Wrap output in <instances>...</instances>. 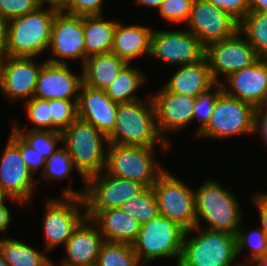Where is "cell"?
I'll return each instance as SVG.
<instances>
[{
  "mask_svg": "<svg viewBox=\"0 0 267 266\" xmlns=\"http://www.w3.org/2000/svg\"><path fill=\"white\" fill-rule=\"evenodd\" d=\"M256 229L257 230L254 229V231L248 233L243 231L240 225L235 235L237 256H239L247 247L250 249V254L248 255V257H250H247L246 261L248 264L258 258L267 256V235L261 227Z\"/></svg>",
  "mask_w": 267,
  "mask_h": 266,
  "instance_id": "obj_34",
  "label": "cell"
},
{
  "mask_svg": "<svg viewBox=\"0 0 267 266\" xmlns=\"http://www.w3.org/2000/svg\"><path fill=\"white\" fill-rule=\"evenodd\" d=\"M152 31L146 26H124L117 21L111 52L128 63L143 55L150 57Z\"/></svg>",
  "mask_w": 267,
  "mask_h": 266,
  "instance_id": "obj_25",
  "label": "cell"
},
{
  "mask_svg": "<svg viewBox=\"0 0 267 266\" xmlns=\"http://www.w3.org/2000/svg\"><path fill=\"white\" fill-rule=\"evenodd\" d=\"M193 3L194 0H164L157 10L165 20L177 25L188 22Z\"/></svg>",
  "mask_w": 267,
  "mask_h": 266,
  "instance_id": "obj_39",
  "label": "cell"
},
{
  "mask_svg": "<svg viewBox=\"0 0 267 266\" xmlns=\"http://www.w3.org/2000/svg\"><path fill=\"white\" fill-rule=\"evenodd\" d=\"M104 238L98 226L90 218H85L74 230L64 248L65 258L60 265H85L97 263Z\"/></svg>",
  "mask_w": 267,
  "mask_h": 266,
  "instance_id": "obj_22",
  "label": "cell"
},
{
  "mask_svg": "<svg viewBox=\"0 0 267 266\" xmlns=\"http://www.w3.org/2000/svg\"><path fill=\"white\" fill-rule=\"evenodd\" d=\"M118 105L107 96L105 90L82 84L77 102V117L108 136L114 129Z\"/></svg>",
  "mask_w": 267,
  "mask_h": 266,
  "instance_id": "obj_21",
  "label": "cell"
},
{
  "mask_svg": "<svg viewBox=\"0 0 267 266\" xmlns=\"http://www.w3.org/2000/svg\"><path fill=\"white\" fill-rule=\"evenodd\" d=\"M238 31L253 46L258 57L267 60V12L249 11L239 22Z\"/></svg>",
  "mask_w": 267,
  "mask_h": 266,
  "instance_id": "obj_30",
  "label": "cell"
},
{
  "mask_svg": "<svg viewBox=\"0 0 267 266\" xmlns=\"http://www.w3.org/2000/svg\"><path fill=\"white\" fill-rule=\"evenodd\" d=\"M63 199L46 200V211L43 219V233L45 240V253L58 247L65 246L74 230L86 218L84 198L81 196H62ZM81 206V207H80Z\"/></svg>",
  "mask_w": 267,
  "mask_h": 266,
  "instance_id": "obj_11",
  "label": "cell"
},
{
  "mask_svg": "<svg viewBox=\"0 0 267 266\" xmlns=\"http://www.w3.org/2000/svg\"><path fill=\"white\" fill-rule=\"evenodd\" d=\"M9 20L0 15V51L3 53L8 40Z\"/></svg>",
  "mask_w": 267,
  "mask_h": 266,
  "instance_id": "obj_47",
  "label": "cell"
},
{
  "mask_svg": "<svg viewBox=\"0 0 267 266\" xmlns=\"http://www.w3.org/2000/svg\"><path fill=\"white\" fill-rule=\"evenodd\" d=\"M54 55L46 62L68 64L67 60L86 61L83 16L65 12L56 13L52 26L49 48Z\"/></svg>",
  "mask_w": 267,
  "mask_h": 266,
  "instance_id": "obj_14",
  "label": "cell"
},
{
  "mask_svg": "<svg viewBox=\"0 0 267 266\" xmlns=\"http://www.w3.org/2000/svg\"><path fill=\"white\" fill-rule=\"evenodd\" d=\"M57 12L38 8L9 20L3 55L37 57L49 48L51 26Z\"/></svg>",
  "mask_w": 267,
  "mask_h": 266,
  "instance_id": "obj_5",
  "label": "cell"
},
{
  "mask_svg": "<svg viewBox=\"0 0 267 266\" xmlns=\"http://www.w3.org/2000/svg\"><path fill=\"white\" fill-rule=\"evenodd\" d=\"M35 58L3 55L0 66V91L11 103L33 98L39 71L46 62L39 64Z\"/></svg>",
  "mask_w": 267,
  "mask_h": 266,
  "instance_id": "obj_16",
  "label": "cell"
},
{
  "mask_svg": "<svg viewBox=\"0 0 267 266\" xmlns=\"http://www.w3.org/2000/svg\"><path fill=\"white\" fill-rule=\"evenodd\" d=\"M164 0H135V3L139 5H144V6H149V7H154V8H160L162 2Z\"/></svg>",
  "mask_w": 267,
  "mask_h": 266,
  "instance_id": "obj_50",
  "label": "cell"
},
{
  "mask_svg": "<svg viewBox=\"0 0 267 266\" xmlns=\"http://www.w3.org/2000/svg\"><path fill=\"white\" fill-rule=\"evenodd\" d=\"M213 80L206 57L191 64L179 65V68L165 84V88L181 95L197 97L212 87Z\"/></svg>",
  "mask_w": 267,
  "mask_h": 266,
  "instance_id": "obj_24",
  "label": "cell"
},
{
  "mask_svg": "<svg viewBox=\"0 0 267 266\" xmlns=\"http://www.w3.org/2000/svg\"><path fill=\"white\" fill-rule=\"evenodd\" d=\"M214 88V89H213ZM223 93L221 82L215 83L195 98L193 120L199 119L196 137L207 127L217 98Z\"/></svg>",
  "mask_w": 267,
  "mask_h": 266,
  "instance_id": "obj_35",
  "label": "cell"
},
{
  "mask_svg": "<svg viewBox=\"0 0 267 266\" xmlns=\"http://www.w3.org/2000/svg\"><path fill=\"white\" fill-rule=\"evenodd\" d=\"M186 230L165 216L158 215L140 225L137 239L132 244L137 259L147 266L157 258H176L179 263Z\"/></svg>",
  "mask_w": 267,
  "mask_h": 266,
  "instance_id": "obj_6",
  "label": "cell"
},
{
  "mask_svg": "<svg viewBox=\"0 0 267 266\" xmlns=\"http://www.w3.org/2000/svg\"><path fill=\"white\" fill-rule=\"evenodd\" d=\"M11 128L26 144L38 151L45 159L50 157L57 150V143L62 142V131L50 130H32L25 131L26 125L23 129L17 125L16 122ZM25 131V132H24Z\"/></svg>",
  "mask_w": 267,
  "mask_h": 266,
  "instance_id": "obj_31",
  "label": "cell"
},
{
  "mask_svg": "<svg viewBox=\"0 0 267 266\" xmlns=\"http://www.w3.org/2000/svg\"><path fill=\"white\" fill-rule=\"evenodd\" d=\"M251 200L256 204L258 215L260 217L261 228L267 235V192L256 193L252 195Z\"/></svg>",
  "mask_w": 267,
  "mask_h": 266,
  "instance_id": "obj_44",
  "label": "cell"
},
{
  "mask_svg": "<svg viewBox=\"0 0 267 266\" xmlns=\"http://www.w3.org/2000/svg\"><path fill=\"white\" fill-rule=\"evenodd\" d=\"M82 191L65 188L62 196H81L86 211H101L119 208L127 200L138 197L147 187L140 182L121 179L105 171L89 177Z\"/></svg>",
  "mask_w": 267,
  "mask_h": 266,
  "instance_id": "obj_8",
  "label": "cell"
},
{
  "mask_svg": "<svg viewBox=\"0 0 267 266\" xmlns=\"http://www.w3.org/2000/svg\"><path fill=\"white\" fill-rule=\"evenodd\" d=\"M151 97L155 105L158 131L171 145L165 133L181 131L193 121L195 97L170 92L164 86Z\"/></svg>",
  "mask_w": 267,
  "mask_h": 266,
  "instance_id": "obj_18",
  "label": "cell"
},
{
  "mask_svg": "<svg viewBox=\"0 0 267 266\" xmlns=\"http://www.w3.org/2000/svg\"><path fill=\"white\" fill-rule=\"evenodd\" d=\"M75 168L70 153L65 147L58 148L50 157L46 159L44 169L42 170L43 178L61 180L68 178L71 170Z\"/></svg>",
  "mask_w": 267,
  "mask_h": 266,
  "instance_id": "obj_36",
  "label": "cell"
},
{
  "mask_svg": "<svg viewBox=\"0 0 267 266\" xmlns=\"http://www.w3.org/2000/svg\"><path fill=\"white\" fill-rule=\"evenodd\" d=\"M256 107L226 95L217 98L207 127L197 136L228 138L240 134H254Z\"/></svg>",
  "mask_w": 267,
  "mask_h": 266,
  "instance_id": "obj_10",
  "label": "cell"
},
{
  "mask_svg": "<svg viewBox=\"0 0 267 266\" xmlns=\"http://www.w3.org/2000/svg\"><path fill=\"white\" fill-rule=\"evenodd\" d=\"M251 266H267V256L258 258L250 263Z\"/></svg>",
  "mask_w": 267,
  "mask_h": 266,
  "instance_id": "obj_52",
  "label": "cell"
},
{
  "mask_svg": "<svg viewBox=\"0 0 267 266\" xmlns=\"http://www.w3.org/2000/svg\"><path fill=\"white\" fill-rule=\"evenodd\" d=\"M27 118L37 128L32 130H50L52 131V118L50 115L49 100L31 98L25 101Z\"/></svg>",
  "mask_w": 267,
  "mask_h": 266,
  "instance_id": "obj_38",
  "label": "cell"
},
{
  "mask_svg": "<svg viewBox=\"0 0 267 266\" xmlns=\"http://www.w3.org/2000/svg\"><path fill=\"white\" fill-rule=\"evenodd\" d=\"M195 231L197 236L189 237ZM237 257L235 234L203 230L201 225L185 232L177 266H237Z\"/></svg>",
  "mask_w": 267,
  "mask_h": 266,
  "instance_id": "obj_4",
  "label": "cell"
},
{
  "mask_svg": "<svg viewBox=\"0 0 267 266\" xmlns=\"http://www.w3.org/2000/svg\"><path fill=\"white\" fill-rule=\"evenodd\" d=\"M265 115H267V96L263 103L258 107Z\"/></svg>",
  "mask_w": 267,
  "mask_h": 266,
  "instance_id": "obj_53",
  "label": "cell"
},
{
  "mask_svg": "<svg viewBox=\"0 0 267 266\" xmlns=\"http://www.w3.org/2000/svg\"><path fill=\"white\" fill-rule=\"evenodd\" d=\"M39 8L48 3V9L57 13L66 12L68 0H36Z\"/></svg>",
  "mask_w": 267,
  "mask_h": 266,
  "instance_id": "obj_46",
  "label": "cell"
},
{
  "mask_svg": "<svg viewBox=\"0 0 267 266\" xmlns=\"http://www.w3.org/2000/svg\"><path fill=\"white\" fill-rule=\"evenodd\" d=\"M0 266H8L7 263L4 261L1 251H0Z\"/></svg>",
  "mask_w": 267,
  "mask_h": 266,
  "instance_id": "obj_55",
  "label": "cell"
},
{
  "mask_svg": "<svg viewBox=\"0 0 267 266\" xmlns=\"http://www.w3.org/2000/svg\"><path fill=\"white\" fill-rule=\"evenodd\" d=\"M159 214L176 222L183 229L196 226L194 190L165 170L153 184Z\"/></svg>",
  "mask_w": 267,
  "mask_h": 266,
  "instance_id": "obj_9",
  "label": "cell"
},
{
  "mask_svg": "<svg viewBox=\"0 0 267 266\" xmlns=\"http://www.w3.org/2000/svg\"><path fill=\"white\" fill-rule=\"evenodd\" d=\"M146 98V102L119 103L114 129L107 136L108 144L155 147L159 142L163 152L171 148L158 131L153 99Z\"/></svg>",
  "mask_w": 267,
  "mask_h": 266,
  "instance_id": "obj_1",
  "label": "cell"
},
{
  "mask_svg": "<svg viewBox=\"0 0 267 266\" xmlns=\"http://www.w3.org/2000/svg\"><path fill=\"white\" fill-rule=\"evenodd\" d=\"M99 266H144L133 251L132 245L104 242L98 255Z\"/></svg>",
  "mask_w": 267,
  "mask_h": 266,
  "instance_id": "obj_32",
  "label": "cell"
},
{
  "mask_svg": "<svg viewBox=\"0 0 267 266\" xmlns=\"http://www.w3.org/2000/svg\"><path fill=\"white\" fill-rule=\"evenodd\" d=\"M128 64L112 52L90 56L81 65L83 84L105 90Z\"/></svg>",
  "mask_w": 267,
  "mask_h": 266,
  "instance_id": "obj_26",
  "label": "cell"
},
{
  "mask_svg": "<svg viewBox=\"0 0 267 266\" xmlns=\"http://www.w3.org/2000/svg\"><path fill=\"white\" fill-rule=\"evenodd\" d=\"M2 57H3V53L0 51V66H1Z\"/></svg>",
  "mask_w": 267,
  "mask_h": 266,
  "instance_id": "obj_57",
  "label": "cell"
},
{
  "mask_svg": "<svg viewBox=\"0 0 267 266\" xmlns=\"http://www.w3.org/2000/svg\"><path fill=\"white\" fill-rule=\"evenodd\" d=\"M10 199V201H14L17 202L18 201L16 199L11 198V196H9L1 187H0V205H4V202L6 200Z\"/></svg>",
  "mask_w": 267,
  "mask_h": 266,
  "instance_id": "obj_51",
  "label": "cell"
},
{
  "mask_svg": "<svg viewBox=\"0 0 267 266\" xmlns=\"http://www.w3.org/2000/svg\"><path fill=\"white\" fill-rule=\"evenodd\" d=\"M194 195L196 226H201L202 219L208 224L207 229L236 235L243 215L235 194L209 179L194 189Z\"/></svg>",
  "mask_w": 267,
  "mask_h": 266,
  "instance_id": "obj_3",
  "label": "cell"
},
{
  "mask_svg": "<svg viewBox=\"0 0 267 266\" xmlns=\"http://www.w3.org/2000/svg\"><path fill=\"white\" fill-rule=\"evenodd\" d=\"M86 217L98 226L106 242L132 245L140 231L139 222L120 207L101 211H86Z\"/></svg>",
  "mask_w": 267,
  "mask_h": 266,
  "instance_id": "obj_23",
  "label": "cell"
},
{
  "mask_svg": "<svg viewBox=\"0 0 267 266\" xmlns=\"http://www.w3.org/2000/svg\"><path fill=\"white\" fill-rule=\"evenodd\" d=\"M187 25V30L206 47L210 43L233 36L238 31L239 22L212 3L194 0Z\"/></svg>",
  "mask_w": 267,
  "mask_h": 266,
  "instance_id": "obj_17",
  "label": "cell"
},
{
  "mask_svg": "<svg viewBox=\"0 0 267 266\" xmlns=\"http://www.w3.org/2000/svg\"><path fill=\"white\" fill-rule=\"evenodd\" d=\"M0 251L8 266H53V261L43 252L8 237H2Z\"/></svg>",
  "mask_w": 267,
  "mask_h": 266,
  "instance_id": "obj_28",
  "label": "cell"
},
{
  "mask_svg": "<svg viewBox=\"0 0 267 266\" xmlns=\"http://www.w3.org/2000/svg\"><path fill=\"white\" fill-rule=\"evenodd\" d=\"M53 266H55V262H53ZM60 266H99L97 263L85 264V265H60Z\"/></svg>",
  "mask_w": 267,
  "mask_h": 266,
  "instance_id": "obj_54",
  "label": "cell"
},
{
  "mask_svg": "<svg viewBox=\"0 0 267 266\" xmlns=\"http://www.w3.org/2000/svg\"><path fill=\"white\" fill-rule=\"evenodd\" d=\"M237 266H251V265L250 264H247V263L244 264V262H243V263H238Z\"/></svg>",
  "mask_w": 267,
  "mask_h": 266,
  "instance_id": "obj_56",
  "label": "cell"
},
{
  "mask_svg": "<svg viewBox=\"0 0 267 266\" xmlns=\"http://www.w3.org/2000/svg\"><path fill=\"white\" fill-rule=\"evenodd\" d=\"M237 31L233 36L210 43L205 47V57L213 80L220 82L238 70L250 67L260 60L253 46ZM221 74V75H220Z\"/></svg>",
  "mask_w": 267,
  "mask_h": 266,
  "instance_id": "obj_12",
  "label": "cell"
},
{
  "mask_svg": "<svg viewBox=\"0 0 267 266\" xmlns=\"http://www.w3.org/2000/svg\"><path fill=\"white\" fill-rule=\"evenodd\" d=\"M225 79L228 86L227 83L226 87L224 83L221 86L226 95L258 108L267 96V60L260 59L250 67L229 74Z\"/></svg>",
  "mask_w": 267,
  "mask_h": 266,
  "instance_id": "obj_20",
  "label": "cell"
},
{
  "mask_svg": "<svg viewBox=\"0 0 267 266\" xmlns=\"http://www.w3.org/2000/svg\"><path fill=\"white\" fill-rule=\"evenodd\" d=\"M0 160V187L19 204L31 203L34 174L20 154V137L11 129ZM35 182V183H34Z\"/></svg>",
  "mask_w": 267,
  "mask_h": 266,
  "instance_id": "obj_13",
  "label": "cell"
},
{
  "mask_svg": "<svg viewBox=\"0 0 267 266\" xmlns=\"http://www.w3.org/2000/svg\"><path fill=\"white\" fill-rule=\"evenodd\" d=\"M154 147L108 144L105 172L152 187L166 170L154 158Z\"/></svg>",
  "mask_w": 267,
  "mask_h": 266,
  "instance_id": "obj_7",
  "label": "cell"
},
{
  "mask_svg": "<svg viewBox=\"0 0 267 266\" xmlns=\"http://www.w3.org/2000/svg\"><path fill=\"white\" fill-rule=\"evenodd\" d=\"M103 18V14L83 16L86 59L112 50L117 21L104 20Z\"/></svg>",
  "mask_w": 267,
  "mask_h": 266,
  "instance_id": "obj_27",
  "label": "cell"
},
{
  "mask_svg": "<svg viewBox=\"0 0 267 266\" xmlns=\"http://www.w3.org/2000/svg\"><path fill=\"white\" fill-rule=\"evenodd\" d=\"M250 11L267 12V0H250Z\"/></svg>",
  "mask_w": 267,
  "mask_h": 266,
  "instance_id": "obj_49",
  "label": "cell"
},
{
  "mask_svg": "<svg viewBox=\"0 0 267 266\" xmlns=\"http://www.w3.org/2000/svg\"><path fill=\"white\" fill-rule=\"evenodd\" d=\"M68 65L45 62L39 71L33 97L78 100L83 84L82 73L76 75Z\"/></svg>",
  "mask_w": 267,
  "mask_h": 266,
  "instance_id": "obj_19",
  "label": "cell"
},
{
  "mask_svg": "<svg viewBox=\"0 0 267 266\" xmlns=\"http://www.w3.org/2000/svg\"><path fill=\"white\" fill-rule=\"evenodd\" d=\"M20 154L26 166L32 173L45 166L46 159L38 153L35 149L31 148L20 138Z\"/></svg>",
  "mask_w": 267,
  "mask_h": 266,
  "instance_id": "obj_43",
  "label": "cell"
},
{
  "mask_svg": "<svg viewBox=\"0 0 267 266\" xmlns=\"http://www.w3.org/2000/svg\"><path fill=\"white\" fill-rule=\"evenodd\" d=\"M260 132V136L267 145V115H265L259 108L256 109L254 132Z\"/></svg>",
  "mask_w": 267,
  "mask_h": 266,
  "instance_id": "obj_45",
  "label": "cell"
},
{
  "mask_svg": "<svg viewBox=\"0 0 267 266\" xmlns=\"http://www.w3.org/2000/svg\"><path fill=\"white\" fill-rule=\"evenodd\" d=\"M11 213L7 206L0 205V232H5L11 222Z\"/></svg>",
  "mask_w": 267,
  "mask_h": 266,
  "instance_id": "obj_48",
  "label": "cell"
},
{
  "mask_svg": "<svg viewBox=\"0 0 267 266\" xmlns=\"http://www.w3.org/2000/svg\"><path fill=\"white\" fill-rule=\"evenodd\" d=\"M104 0H68L65 13L73 15H102Z\"/></svg>",
  "mask_w": 267,
  "mask_h": 266,
  "instance_id": "obj_42",
  "label": "cell"
},
{
  "mask_svg": "<svg viewBox=\"0 0 267 266\" xmlns=\"http://www.w3.org/2000/svg\"><path fill=\"white\" fill-rule=\"evenodd\" d=\"M62 143L70 153L83 183L89 177L105 171L107 136L94 125L77 118L62 131Z\"/></svg>",
  "mask_w": 267,
  "mask_h": 266,
  "instance_id": "obj_2",
  "label": "cell"
},
{
  "mask_svg": "<svg viewBox=\"0 0 267 266\" xmlns=\"http://www.w3.org/2000/svg\"><path fill=\"white\" fill-rule=\"evenodd\" d=\"M150 57L177 67L202 60L205 46L188 30H154Z\"/></svg>",
  "mask_w": 267,
  "mask_h": 266,
  "instance_id": "obj_15",
  "label": "cell"
},
{
  "mask_svg": "<svg viewBox=\"0 0 267 266\" xmlns=\"http://www.w3.org/2000/svg\"><path fill=\"white\" fill-rule=\"evenodd\" d=\"M140 225L159 215L157 200L152 187H147L138 197L127 200L120 207Z\"/></svg>",
  "mask_w": 267,
  "mask_h": 266,
  "instance_id": "obj_33",
  "label": "cell"
},
{
  "mask_svg": "<svg viewBox=\"0 0 267 266\" xmlns=\"http://www.w3.org/2000/svg\"><path fill=\"white\" fill-rule=\"evenodd\" d=\"M240 22L250 11V0H205Z\"/></svg>",
  "mask_w": 267,
  "mask_h": 266,
  "instance_id": "obj_41",
  "label": "cell"
},
{
  "mask_svg": "<svg viewBox=\"0 0 267 266\" xmlns=\"http://www.w3.org/2000/svg\"><path fill=\"white\" fill-rule=\"evenodd\" d=\"M38 8L36 0H0V15L8 20L34 12Z\"/></svg>",
  "mask_w": 267,
  "mask_h": 266,
  "instance_id": "obj_40",
  "label": "cell"
},
{
  "mask_svg": "<svg viewBox=\"0 0 267 266\" xmlns=\"http://www.w3.org/2000/svg\"><path fill=\"white\" fill-rule=\"evenodd\" d=\"M77 102L78 100H49L52 131H63L78 118Z\"/></svg>",
  "mask_w": 267,
  "mask_h": 266,
  "instance_id": "obj_37",
  "label": "cell"
},
{
  "mask_svg": "<svg viewBox=\"0 0 267 266\" xmlns=\"http://www.w3.org/2000/svg\"><path fill=\"white\" fill-rule=\"evenodd\" d=\"M128 63L117 78L105 89L107 96L117 103H130L141 100L135 93L145 82V76L138 68ZM140 98V99H139Z\"/></svg>",
  "mask_w": 267,
  "mask_h": 266,
  "instance_id": "obj_29",
  "label": "cell"
}]
</instances>
